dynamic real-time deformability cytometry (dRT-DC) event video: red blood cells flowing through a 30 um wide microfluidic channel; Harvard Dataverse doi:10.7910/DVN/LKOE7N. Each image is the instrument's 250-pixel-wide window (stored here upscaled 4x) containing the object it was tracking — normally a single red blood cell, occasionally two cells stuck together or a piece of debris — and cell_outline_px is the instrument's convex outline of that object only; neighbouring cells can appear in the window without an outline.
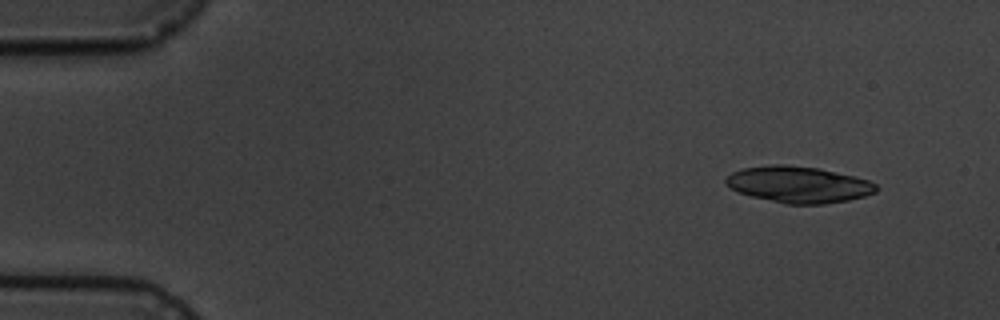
{"species": "common noctule bat (a hibernating species)", "species_latin": "Nyctalus noctula", "temperature_condition": "cold", "stored_images_in_passage": 5, "camera_frame_rate_fps": 3000, "um_per_image_px": 0.085, "animal": {"sex": "male", "body_mass_g": 19.5, "forearm_length_mm": 54.6}, "frame": {"image": 1, "passage_image": 2, "time_ms": 1.0, "image_size_px": [1000, 320], "cell_outline_px": [[880, 188], [876, 192], [864, 196], [848, 200], [824, 204], [784, 204], [736, 192], [724, 184], [724, 180], [732, 172], [744, 168], [772, 164], [784, 164], [820, 168], [856, 176], [868, 180], [876, 184]], "centroid_in_image_um": [67.88, 15.68], "position_along_channel_um": 17.1, "area_um2": 32.19}}